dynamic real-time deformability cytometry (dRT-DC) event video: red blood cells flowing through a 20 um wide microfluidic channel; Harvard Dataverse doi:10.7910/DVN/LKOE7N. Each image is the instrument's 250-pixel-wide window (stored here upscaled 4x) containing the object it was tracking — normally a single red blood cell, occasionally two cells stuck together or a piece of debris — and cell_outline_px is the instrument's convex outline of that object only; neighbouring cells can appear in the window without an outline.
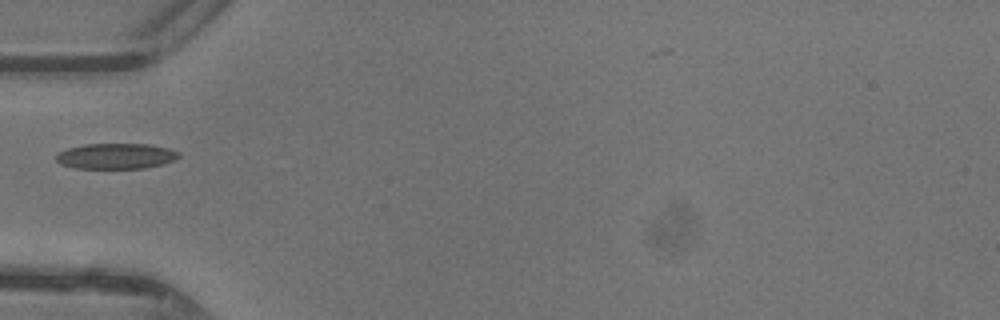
{"species": "common noctule bat (a hibernating species)", "species_latin": "Nyctalus noctula", "temperature_condition": "warm", "stored_images_in_passage": 24, "camera_frame_rate_fps": 3000, "um_per_image_px": 0.085, "animal": {"sex": "female"}, "frame": {"image": 1, "passage_image": 1, "time_ms": 0.0, "image_size_px": [1000, 320], "cell_outline_px": [[180, 156], [172, 160], [160, 164], [144, 168], [76, 168], [60, 164], [56, 160], [56, 156], [60, 152], [68, 148], [84, 144], [148, 144], [168, 148], [180, 152]], "centroid_in_image_um": [9.84, 13.26], "position_along_channel_um": 75.2, "area_um2": 18.09}}
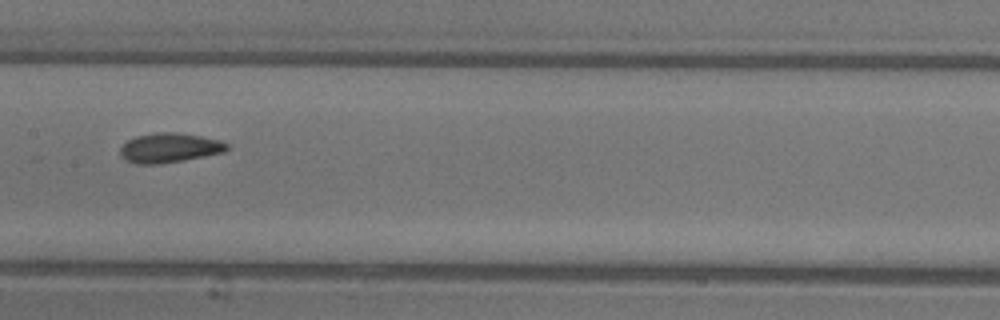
{"frame": {"image": 2, "passage_image": 9, "time_ms": 2.667, "image_size_px": [1000, 320], "cell_outline_px": [[228, 148], [224, 152], [184, 160], [160, 164], [136, 164], [124, 160], [120, 156], [120, 148], [128, 140], [136, 136], [156, 132], [176, 132], [200, 136], [220, 140], [228, 144]], "centroid_in_image_um": [14.37, 12.57], "position_along_channel_um": 193.0, "area_um2": 18.44}}
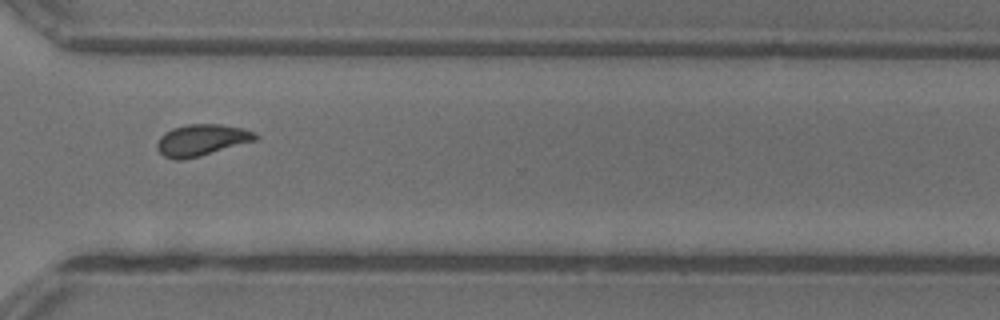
{"frame": {"image": 3, "passage_image": 20, "time_ms": 6.333, "image_size_px": [1000, 320], "cell_outline_px": [[256, 140], [200, 156], [180, 160], [176, 160], [164, 156], [156, 148], [156, 144], [160, 136], [164, 132], [172, 128], [188, 124], [220, 124], [244, 128], [256, 132]], "centroid_in_image_um": [17.11, 11.89], "position_along_channel_um": 353.5, "area_um2": 18.03}}